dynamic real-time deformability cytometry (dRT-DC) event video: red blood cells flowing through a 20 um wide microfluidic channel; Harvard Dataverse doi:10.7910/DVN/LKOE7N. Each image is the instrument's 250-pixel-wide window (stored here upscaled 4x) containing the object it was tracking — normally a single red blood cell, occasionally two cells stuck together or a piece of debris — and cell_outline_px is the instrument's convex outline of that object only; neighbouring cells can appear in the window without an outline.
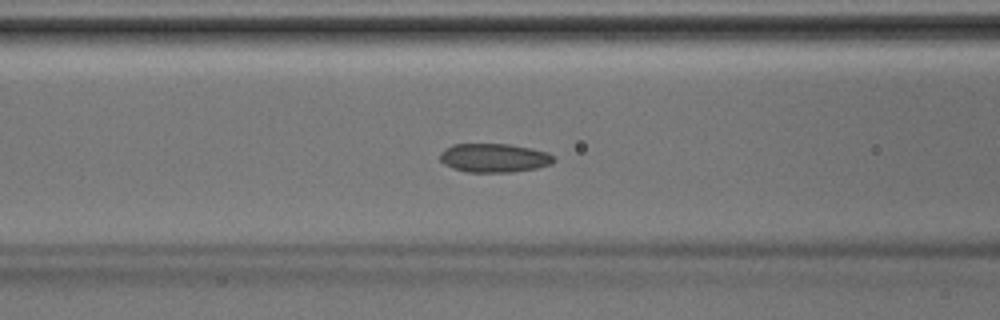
{"species": "Egyptian fruit bat (a non-hibernating species)", "species_latin": "Rousettus aegyptiacus", "temperature_condition": "room temperature", "stored_images_in_passage": 42, "camera_frame_rate_fps": 3000, "um_per_image_px": 0.085, "animal": {"sex": "male"}, "frame": {"image": 1, "passage_image": 16, "time_ms": 5.0, "image_size_px": [1000, 320], "cell_outline_px": [[556, 160], [552, 164], [536, 168], [512, 172], [468, 172], [452, 168], [444, 164], [440, 160], [440, 152], [444, 148], [452, 144], [508, 144], [532, 148], [548, 152], [556, 156]], "centroid_in_image_um": [42.02, 13.42], "position_along_channel_um": 124.6, "area_um2": 19.36}}
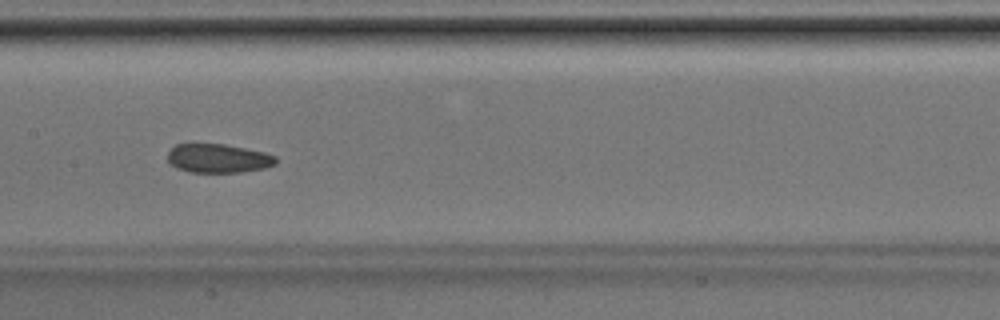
{"frame": {"image": 2, "passage_image": 20, "time_ms": 6.333, "image_size_px": [1000, 320], "cell_outline_px": [[276, 164], [264, 168], [240, 172], [188, 172], [176, 168], [168, 164], [168, 152], [176, 144], [224, 144], [264, 152], [276, 156]], "centroid_in_image_um": [18.52, 13.46], "position_along_channel_um": 188.9, "area_um2": 18.21}}
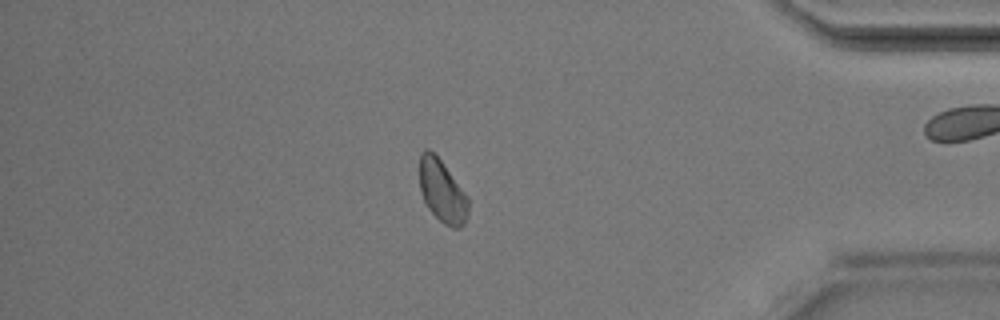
{"frame": {"image": 3, "passage_image": 35, "time_ms": 11.333, "image_size_px": [1000, 320], "cell_outline_px": [[468, 220], [460, 228], [452, 228], [444, 224], [424, 204], [420, 188], [420, 152], [424, 148], [428, 148], [440, 160], [468, 196]], "centroid_in_image_um": [37.59, 16.28], "position_along_channel_um": 397.6, "area_um2": 17.8}}